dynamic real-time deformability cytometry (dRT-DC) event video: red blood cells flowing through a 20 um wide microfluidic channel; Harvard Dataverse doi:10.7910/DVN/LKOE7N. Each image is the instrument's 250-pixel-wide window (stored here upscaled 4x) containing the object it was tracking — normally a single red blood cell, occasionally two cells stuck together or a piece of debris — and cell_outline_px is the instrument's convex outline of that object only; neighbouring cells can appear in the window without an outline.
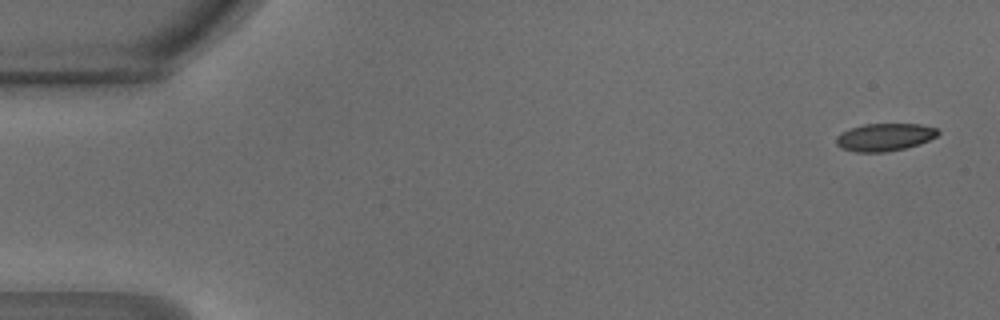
{"species": "common noctule bat (a hibernating species)", "species_latin": "Nyctalus noctula", "temperature_condition": "warm", "stored_images_in_passage": 47, "camera_frame_rate_fps": 3000, "um_per_image_px": 0.085, "animal": {"sex": "male", "body_mass_g": 18.8}, "frame": {"image": 1, "passage_image": 2, "time_ms": 0.333, "image_size_px": [1000, 320], "cell_outline_px": [[940, 132], [936, 136], [920, 144], [904, 148], [884, 152], [856, 152], [840, 148], [836, 144], [836, 136], [840, 132], [864, 124], [920, 124], [936, 128]], "centroid_in_image_um": [75.17, 11.66], "position_along_channel_um": 9.8, "area_um2": 16.36}}
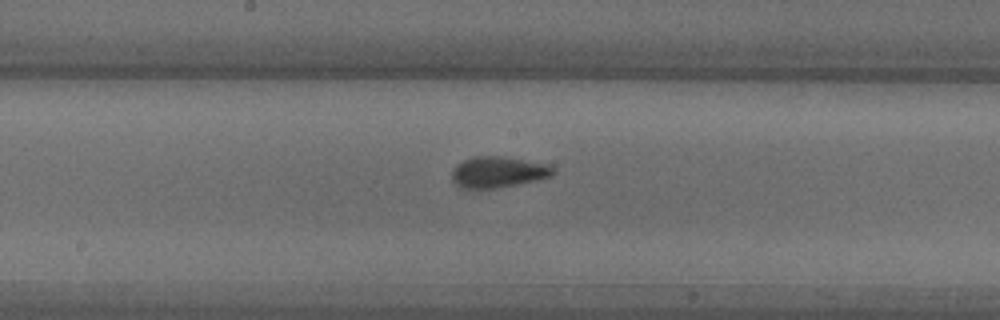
{"frame": {"image": 2, "passage_image": 25, "time_ms": 8.0, "image_size_px": [1000, 320], "cell_outline_px": [[556, 172], [552, 176], [536, 180], [496, 188], [460, 188], [452, 180], [452, 172], [456, 164], [472, 156], [500, 156], [552, 164], [556, 168]], "centroid_in_image_um": [42.38, 14.61], "position_along_channel_um": 205.8, "area_um2": 18.5}}
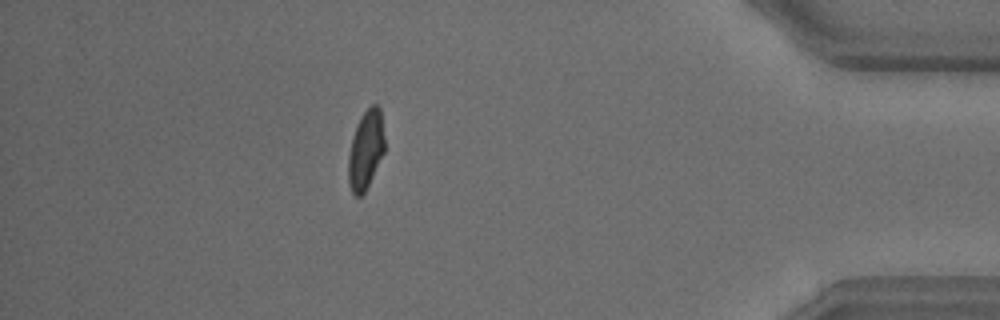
{"frame": {"image": 3, "passage_image": 42, "time_ms": 13.667, "image_size_px": [1000, 320], "cell_outline_px": [[384, 152], [364, 192], [360, 196], [356, 196], [352, 192], [348, 184], [348, 156], [352, 136], [356, 124], [360, 116], [372, 104], [376, 104], [380, 108], [384, 136]], "centroid_in_image_um": [31.07, 12.71], "position_along_channel_um": 404.1, "area_um2": 16.59}, "authors_computed_cell_mechanics": {"area_um2": 17.1666, "velocity_mm_per_s": 4.2743, "shape_relaxation_time_tau1_ms": 6.3308, "shape_relaxation_time_tau2_ms": 1.0343, "deformation_change_tau1": 0.1952, "deformation_change_tau2": 0.0728}}